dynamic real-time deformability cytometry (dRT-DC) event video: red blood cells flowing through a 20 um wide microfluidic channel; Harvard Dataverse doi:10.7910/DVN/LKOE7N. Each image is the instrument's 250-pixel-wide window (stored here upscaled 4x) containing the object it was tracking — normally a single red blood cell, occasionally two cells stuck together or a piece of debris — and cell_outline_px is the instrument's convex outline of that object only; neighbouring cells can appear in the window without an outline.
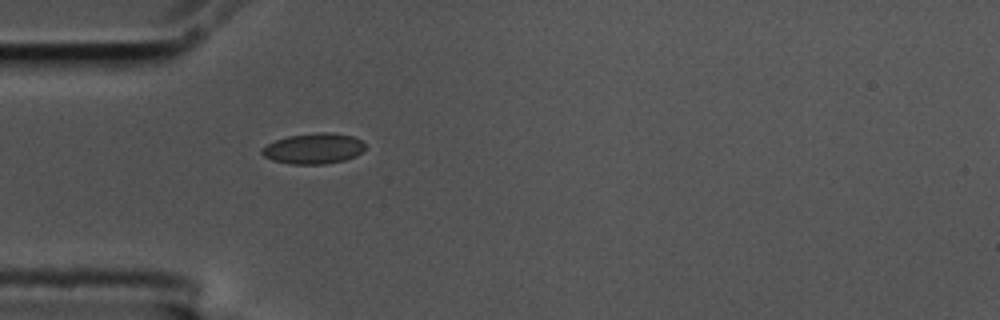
{"species": "common noctule bat (a hibernating species)", "species_latin": "Nyctalus noctula", "temperature_condition": "cold", "stored_images_in_passage": 42, "camera_frame_rate_fps": 3000, "um_per_image_px": 0.085, "animal": {"sex": "male", "body_mass_g": 17.5, "forearm_length_mm": 52.3}, "frame": {"image": 1, "passage_image": 1, "time_ms": 0.0, "image_size_px": [1000, 320], "cell_outline_px": [[364, 148], [356, 156], [344, 160], [324, 164], [292, 164], [272, 160], [264, 156], [260, 152], [260, 148], [276, 140], [288, 136], [316, 132], [332, 132], [352, 136], [360, 140], [364, 144]], "centroid_in_image_um": [26.63, 12.62], "position_along_channel_um": 58.4, "area_um2": 18.38}}
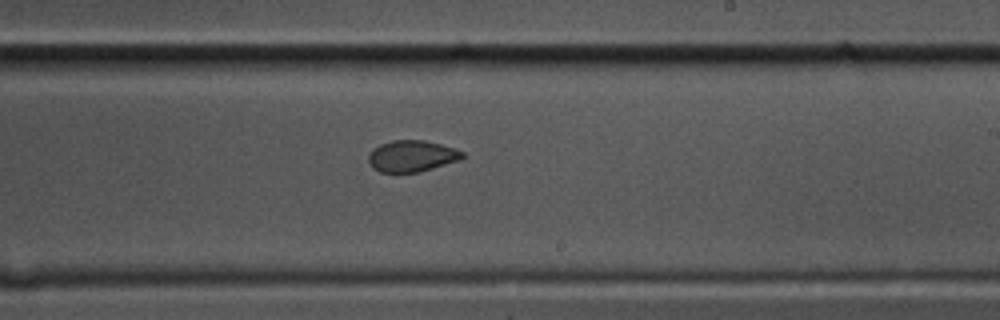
{"frame": {"image": 2, "passage_image": 18, "time_ms": 5.667, "image_size_px": [1000, 320], "cell_outline_px": [[464, 156], [460, 160], [420, 172], [380, 172], [372, 168], [368, 164], [368, 156], [372, 148], [380, 144], [392, 140], [424, 140], [456, 148], [464, 152]], "centroid_in_image_um": [34.99, 13.26], "position_along_channel_um": 254.0, "area_um2": 17.4}}
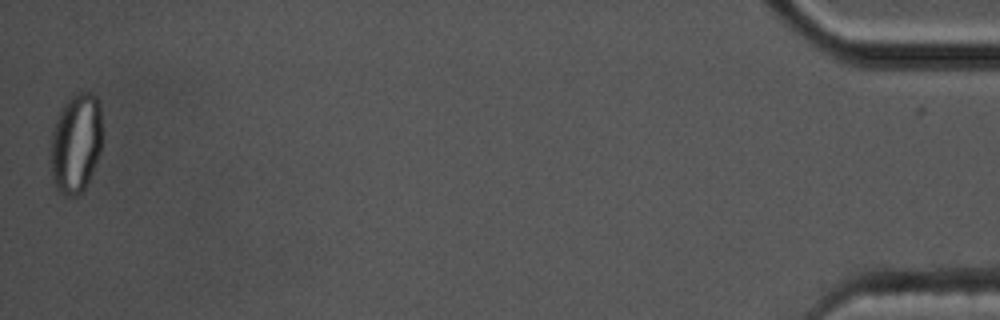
{"frame": {"image": 3, "passage_image": 41, "time_ms": 13.333, "image_size_px": [1000, 320], "cell_outline_px": [[100, 152], [84, 192], [76, 196], [68, 196], [60, 192], [56, 188], [52, 176], [52, 132], [56, 120], [64, 104], [76, 92], [92, 92], [96, 96], [100, 104]], "centroid_in_image_um": [6.46, 12.18], "position_along_channel_um": 428.7, "area_um2": 29.54}, "authors_computed_cell_mechanics": {"area_um2": 18.0914, "velocity_mm_per_s": 3.5104, "shape_relaxation_time_tau1_ms": null, "shape_relaxation_time_tau2_ms": 1.793, "deformation_change_tau1": null, "deformation_change_tau2": 0.0462}}